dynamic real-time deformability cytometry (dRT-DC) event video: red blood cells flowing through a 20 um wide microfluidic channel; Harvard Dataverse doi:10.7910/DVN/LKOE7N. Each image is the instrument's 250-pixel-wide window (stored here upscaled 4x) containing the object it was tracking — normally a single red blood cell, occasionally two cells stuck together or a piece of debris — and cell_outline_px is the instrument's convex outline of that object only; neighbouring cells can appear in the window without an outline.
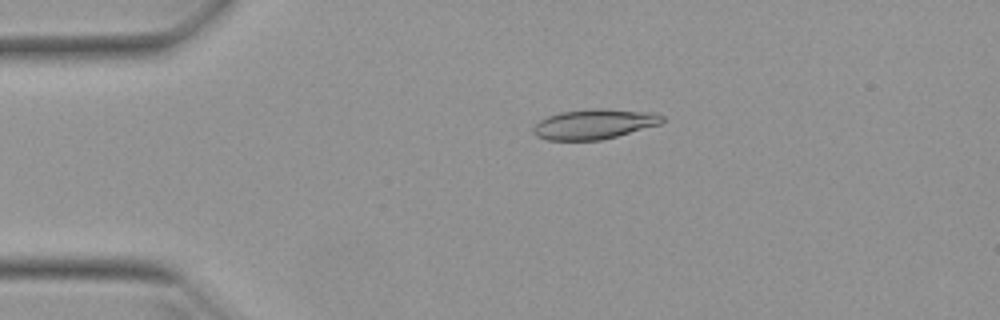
{"species": "Egyptian fruit bat (a non-hibernating species)", "species_latin": "Rousettus aegyptiacus", "temperature_condition": "warm", "stored_images_in_passage": 46, "camera_frame_rate_fps": 3000, "um_per_image_px": 0.085, "animal": {"sex": "female"}, "frame": {"image": 1, "passage_image": 5, "time_ms": 1.333, "image_size_px": [1000, 320], "cell_outline_px": [[664, 120], [660, 124], [616, 136], [600, 140], [548, 140], [536, 136], [532, 132], [532, 128], [540, 120], [548, 116], [560, 112], [592, 108], [600, 108], [652, 112], [664, 116]], "centroid_in_image_um": [50.49, 10.54], "position_along_channel_um": 34.5, "area_um2": 22.48}}
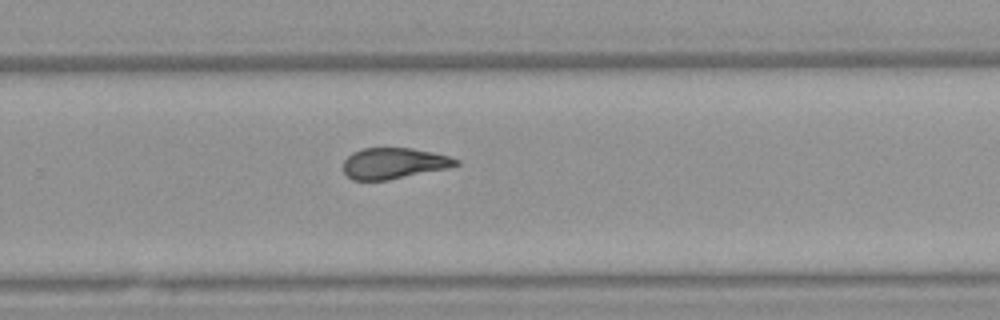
{"frame": {"image": 2, "passage_image": 28, "time_ms": 9.0, "image_size_px": [1000, 320], "cell_outline_px": [[460, 164], [448, 168], [388, 180], [352, 180], [344, 172], [344, 160], [352, 152], [364, 148], [412, 148], [432, 152], [448, 156], [460, 160]], "centroid_in_image_um": [33.48, 13.88], "position_along_channel_um": 296.3, "area_um2": 20.29}}
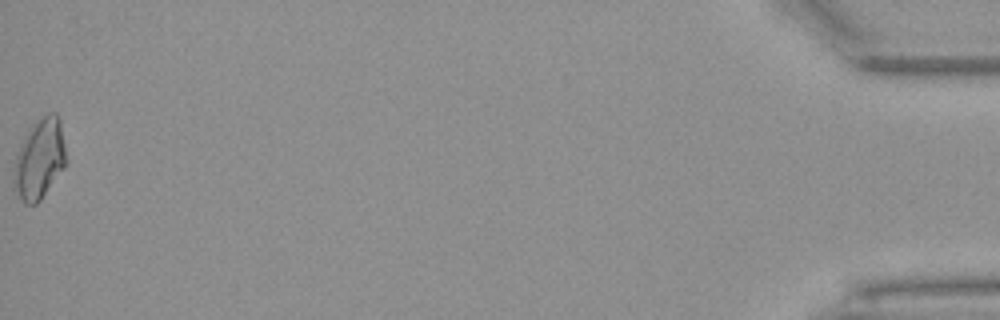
{"frame": {"image": 3, "passage_image": 46, "time_ms": 15.0, "image_size_px": [1000, 320], "cell_outline_px": [[64, 168], [40, 200], [36, 204], [24, 204], [20, 200], [12, 188], [12, 172], [16, 152], [24, 136], [32, 124], [40, 116], [48, 112], [56, 112], [60, 116], [64, 144]], "centroid_in_image_um": [3.3, 13.51], "position_along_channel_um": 431.9, "area_um2": 24.91}, "authors_computed_cell_mechanics": {"area_um2": 21.6461, "velocity_mm_per_s": 3.9524, "shape_relaxation_time_tau1_ms": null, "shape_relaxation_time_tau2_ms": 2.4463, "deformation_change_tau1": null, "deformation_change_tau2": 0.0822}}